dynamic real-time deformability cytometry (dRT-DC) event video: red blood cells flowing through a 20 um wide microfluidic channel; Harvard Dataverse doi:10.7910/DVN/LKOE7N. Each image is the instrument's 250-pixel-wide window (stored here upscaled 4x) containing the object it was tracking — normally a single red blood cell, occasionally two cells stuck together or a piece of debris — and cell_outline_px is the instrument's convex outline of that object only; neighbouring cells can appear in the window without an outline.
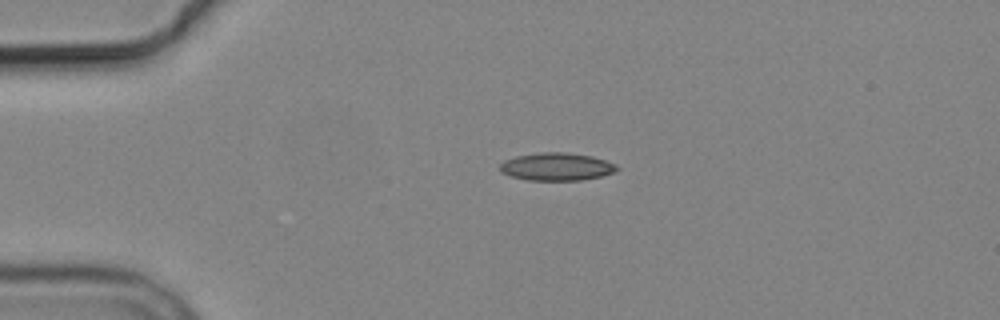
{"species": "common noctule bat (a hibernating species)", "species_latin": "Nyctalus noctula", "temperature_condition": "cold", "stored_images_in_passage": 2, "camera_frame_rate_fps": 3000, "um_per_image_px": 0.085, "animal": {"sex": "male", "body_mass_g": 19.2, "forearm_length_mm": 51.8}, "frame": {"image": 1, "passage_image": 1, "time_ms": 0.0, "image_size_px": [1000, 320], "cell_outline_px": [[620, 168], [616, 172], [600, 176], [580, 180], [528, 180], [512, 176], [500, 172], [500, 164], [504, 160], [516, 156], [544, 152], [564, 152], [592, 156], [616, 164]], "centroid_in_image_um": [47.32, 14.17], "position_along_channel_um": 37.7, "area_um2": 18.84}}